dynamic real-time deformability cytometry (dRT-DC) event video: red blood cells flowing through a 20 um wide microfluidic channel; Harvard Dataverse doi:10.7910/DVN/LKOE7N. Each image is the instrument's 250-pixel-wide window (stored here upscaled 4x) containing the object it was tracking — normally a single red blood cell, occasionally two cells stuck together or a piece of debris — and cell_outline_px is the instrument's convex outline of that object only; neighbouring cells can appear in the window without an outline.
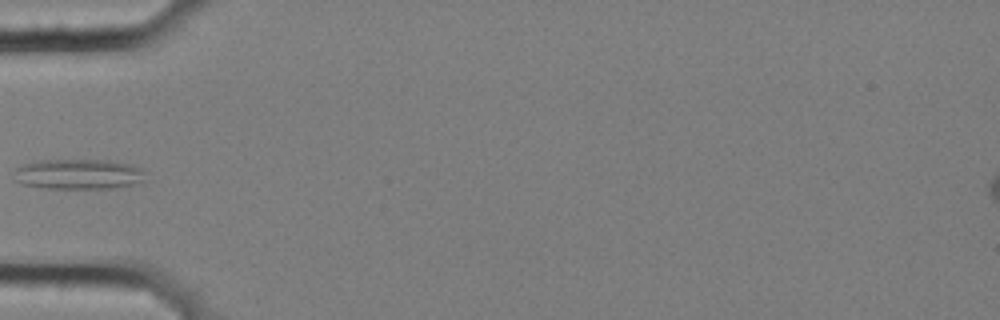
{"species": "common noctule bat (a hibernating species)", "species_latin": "Nyctalus noctula", "temperature_condition": "cold", "stored_images_in_passage": 8, "camera_frame_rate_fps": 3000, "um_per_image_px": 0.085, "animal": {"sex": "female", "body_mass_g": 25.1}, "frame": {"image": 1, "passage_image": 6, "time_ms": 1.667, "image_size_px": [1000, 320], "cell_outline_px": [[144, 172], [140, 180], [132, 184], [112, 188], [44, 188], [20, 184], [12, 180], [12, 172], [20, 164], [40, 160], [108, 160], [132, 164], [140, 168]], "centroid_in_image_um": [6.53, 14.79], "position_along_channel_um": 78.5, "area_um2": 23.29}}